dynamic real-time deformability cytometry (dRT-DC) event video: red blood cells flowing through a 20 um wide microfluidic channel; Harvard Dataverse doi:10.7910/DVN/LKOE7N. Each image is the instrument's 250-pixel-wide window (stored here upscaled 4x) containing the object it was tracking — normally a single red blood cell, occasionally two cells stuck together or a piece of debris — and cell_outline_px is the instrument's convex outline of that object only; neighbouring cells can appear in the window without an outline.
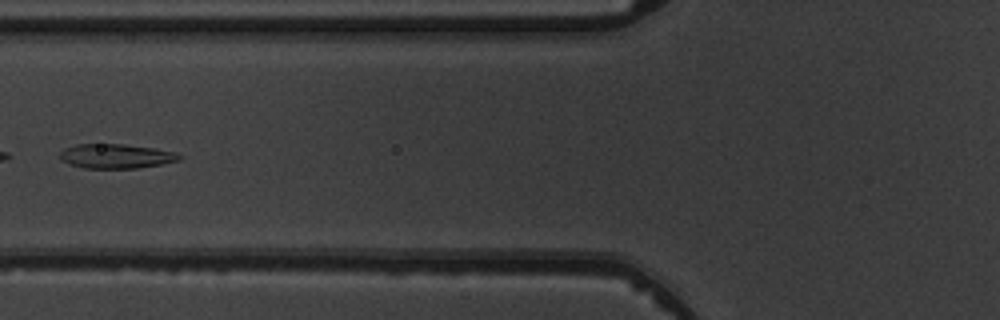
{"species": "common noctule bat (a hibernating species)", "species_latin": "Nyctalus noctula", "temperature_condition": "warm", "stored_images_in_passage": 8, "camera_frame_rate_fps": 3000, "um_per_image_px": 0.085, "animal": {"sex": "male", "body_mass_g": 19.5, "forearm_length_mm": 54.6}, "frame": {"image": 1, "passage_image": 6, "time_ms": 6.0, "image_size_px": [1000, 320], "cell_outline_px": [[184, 156], [180, 160], [140, 168], [84, 168], [68, 164], [60, 160], [60, 152], [64, 148], [76, 144], [124, 144], [152, 148], [176, 152]], "centroid_in_image_um": [9.85, 13.27], "position_along_channel_um": 116.0, "area_um2": 17.11}}
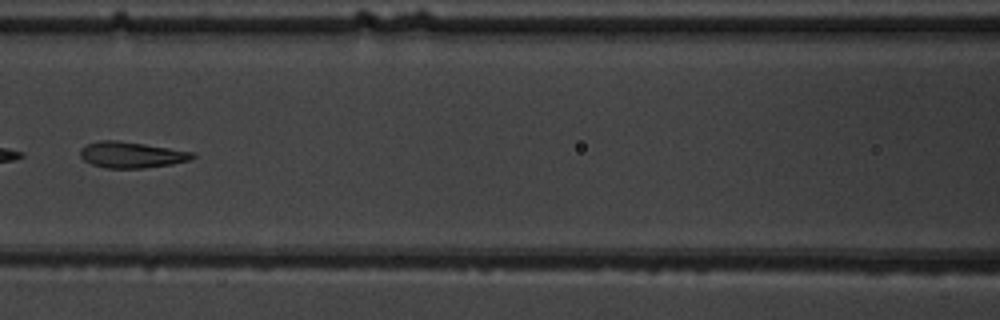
{"frame": {"image": 2, "passage_image": 7, "time_ms": 7.0, "image_size_px": [1000, 320], "cell_outline_px": [[196, 156], [192, 160], [172, 164], [140, 168], [104, 168], [92, 164], [84, 160], [80, 156], [80, 148], [88, 144], [100, 140], [116, 140], [144, 144], [196, 152]], "centroid_in_image_um": [11.2, 13.16], "position_along_channel_um": 155.4, "area_um2": 17.11}}
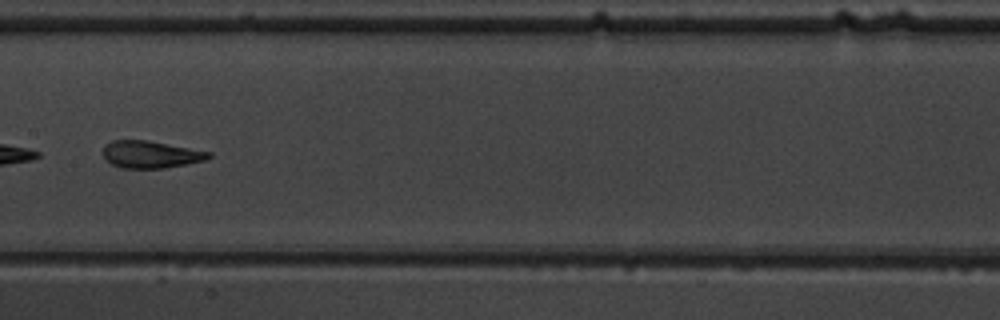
{"frame": {"image": 3, "passage_image": 8, "time_ms": 8.0, "image_size_px": [1000, 320], "cell_outline_px": [[212, 156], [204, 160], [164, 168], [120, 168], [112, 164], [104, 156], [104, 144], [112, 140], [148, 140], [212, 152]], "centroid_in_image_um": [12.8, 13.12], "position_along_channel_um": 194.6, "area_um2": 16.65}}